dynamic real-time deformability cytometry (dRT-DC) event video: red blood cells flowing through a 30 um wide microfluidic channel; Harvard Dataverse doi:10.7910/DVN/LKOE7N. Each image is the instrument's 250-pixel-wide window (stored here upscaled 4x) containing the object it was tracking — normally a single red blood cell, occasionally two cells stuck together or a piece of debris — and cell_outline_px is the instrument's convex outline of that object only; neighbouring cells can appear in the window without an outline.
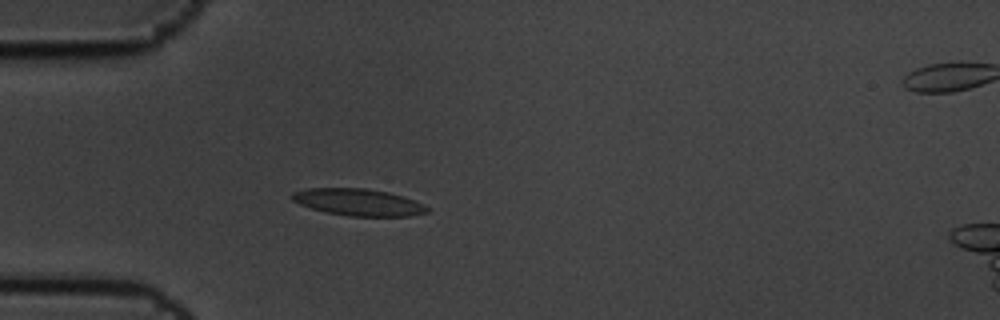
{"species": "common noctule bat (a hibernating species)", "species_latin": "Nyctalus noctula", "temperature_condition": "cold", "stored_images_in_passage": 2, "camera_frame_rate_fps": 3000, "um_per_image_px": 0.085, "animal": {"sex": "male", "body_mass_g": 19.5, "forearm_length_mm": 54.6}, "frame": {"image": 1, "passage_image": 1, "time_ms": 0.0, "image_size_px": [1000, 320], "cell_outline_px": [[428, 212], [408, 216], [348, 216], [328, 212], [312, 208], [300, 204], [292, 200], [292, 192], [308, 188], [364, 188], [388, 192], [404, 196], [424, 204], [428, 208]], "centroid_in_image_um": [30.48, 17.18], "position_along_channel_um": 54.5, "area_um2": 21.04}}